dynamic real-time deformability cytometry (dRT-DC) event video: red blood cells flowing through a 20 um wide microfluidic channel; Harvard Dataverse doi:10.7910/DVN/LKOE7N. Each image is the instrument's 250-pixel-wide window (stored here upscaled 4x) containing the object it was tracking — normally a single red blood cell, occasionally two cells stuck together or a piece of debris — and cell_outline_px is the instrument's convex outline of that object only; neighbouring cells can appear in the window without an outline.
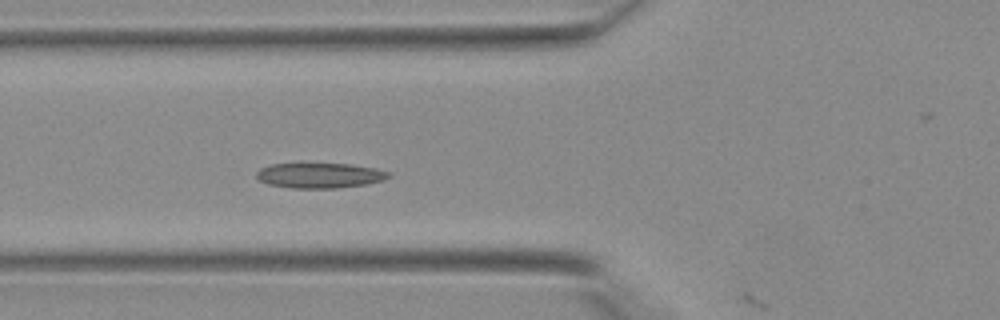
{"species": "Egyptian fruit bat (a non-hibernating species)", "species_latin": "Rousettus aegyptiacus", "temperature_condition": "warm", "stored_images_in_passage": 13, "camera_frame_rate_fps": 3000, "um_per_image_px": 0.085, "animal": {"sex": "female"}, "frame": {"image": 1, "passage_image": 12, "time_ms": 3.667, "image_size_px": [1000, 320], "cell_outline_px": [[392, 176], [384, 180], [364, 184], [336, 188], [292, 188], [268, 184], [260, 180], [256, 176], [256, 172], [260, 168], [272, 164], [352, 164], [376, 168], [392, 172]], "centroid_in_image_um": [27.22, 14.91], "position_along_channel_um": 98.6, "area_um2": 19.36}}